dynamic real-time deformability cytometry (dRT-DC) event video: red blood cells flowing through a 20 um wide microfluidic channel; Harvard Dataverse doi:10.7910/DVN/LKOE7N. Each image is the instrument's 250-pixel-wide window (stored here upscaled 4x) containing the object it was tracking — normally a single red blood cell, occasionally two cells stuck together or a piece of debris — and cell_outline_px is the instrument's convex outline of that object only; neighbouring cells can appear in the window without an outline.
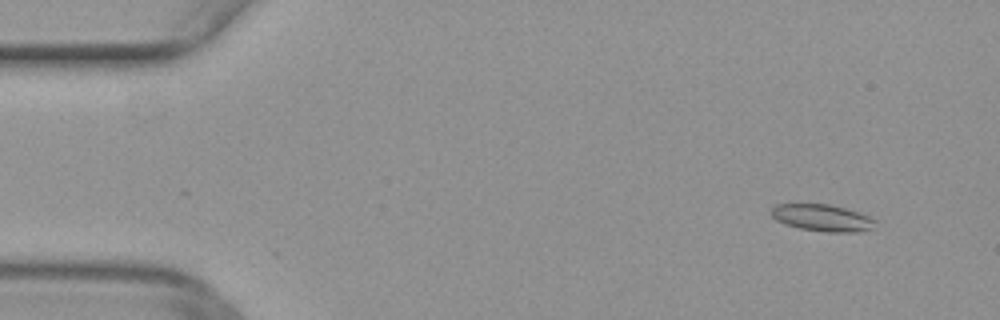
{"species": "common noctule bat (a hibernating species)", "species_latin": "Nyctalus noctula", "temperature_condition": "warm", "stored_images_in_passage": 52, "camera_frame_rate_fps": 3000, "um_per_image_px": 0.085, "animal": {"sex": "female", "body_mass_g": 29.2, "forearm_length_mm": 56.3}, "frame": {"image": 1, "passage_image": 5, "time_ms": 1.333, "image_size_px": [1000, 320], "cell_outline_px": [[876, 220], [872, 228], [856, 232], [828, 232], [800, 228], [784, 224], [776, 220], [772, 216], [772, 208], [776, 204], [828, 204], [860, 212]], "centroid_in_image_um": [69.88, 18.51], "position_along_channel_um": 15.1, "area_um2": 16.13}}
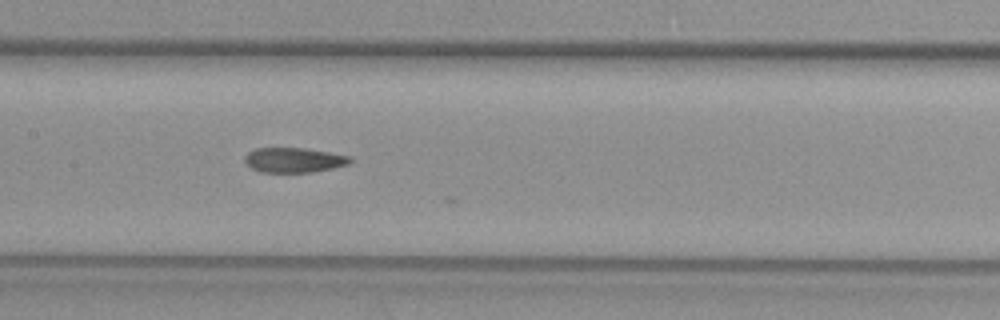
{"frame": {"image": 2, "passage_image": 26, "time_ms": 8.333, "image_size_px": [1000, 320], "cell_outline_px": [[352, 160], [348, 164], [332, 168], [312, 172], [260, 172], [252, 168], [244, 160], [244, 156], [248, 152], [256, 148], [304, 148], [328, 152], [348, 156]], "centroid_in_image_um": [24.95, 13.6], "position_along_channel_um": 182.5, "area_um2": 15.09}}
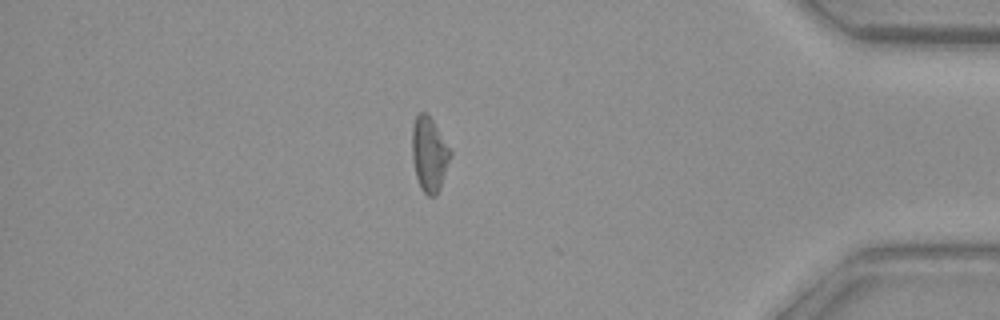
{"frame": {"image": 3, "passage_image": 45, "time_ms": 14.667, "image_size_px": [1000, 320], "cell_outline_px": [[452, 152], [440, 188], [436, 196], [428, 196], [420, 188], [416, 176], [412, 160], [412, 128], [416, 116], [420, 112], [424, 112], [432, 120]], "centroid_in_image_um": [36.47, 13.14], "position_along_channel_um": 398.7, "area_um2": 16.42}}